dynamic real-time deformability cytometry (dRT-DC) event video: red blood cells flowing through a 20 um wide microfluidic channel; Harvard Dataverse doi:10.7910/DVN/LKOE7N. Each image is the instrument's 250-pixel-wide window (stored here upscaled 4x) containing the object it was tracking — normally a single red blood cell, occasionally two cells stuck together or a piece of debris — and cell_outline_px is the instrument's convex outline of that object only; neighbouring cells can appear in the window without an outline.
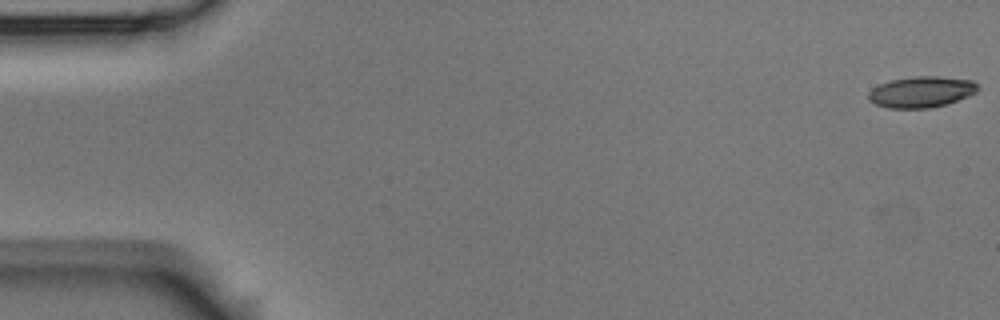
{"species": "Egyptian fruit bat (a non-hibernating species)", "species_latin": "Rousettus aegyptiacus", "temperature_condition": "room temperature", "stored_images_in_passage": 6, "camera_frame_rate_fps": 3000, "um_per_image_px": 0.085, "animal": {"sex": "male"}, "frame": {"image": 1, "passage_image": 1, "time_ms": 0.0, "image_size_px": [1000, 320], "cell_outline_px": [[980, 88], [976, 92], [956, 100], [944, 104], [928, 108], [888, 108], [876, 104], [868, 100], [868, 92], [872, 88], [888, 80], [912, 76], [940, 76], [972, 80]], "centroid_in_image_um": [78.27, 7.79], "position_along_channel_um": 6.7, "area_um2": 19.77}}